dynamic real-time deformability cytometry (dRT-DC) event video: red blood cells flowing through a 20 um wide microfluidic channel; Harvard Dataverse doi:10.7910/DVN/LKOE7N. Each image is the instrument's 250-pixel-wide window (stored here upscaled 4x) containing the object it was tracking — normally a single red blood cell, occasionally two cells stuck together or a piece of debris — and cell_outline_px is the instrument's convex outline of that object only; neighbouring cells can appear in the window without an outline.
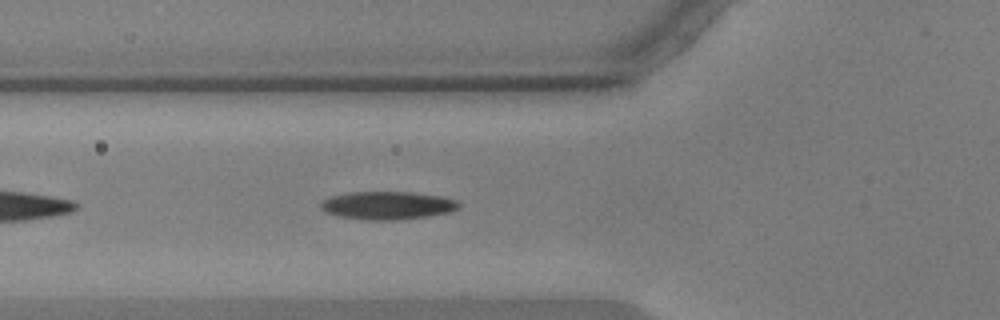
{"species": "common noctule bat (a hibernating species)", "species_latin": "Nyctalus noctula", "temperature_condition": "warm", "stored_images_in_passage": 36, "camera_frame_rate_fps": 3000, "um_per_image_px": 0.085, "animal": {"sex": "male", "body_mass_g": 17.9, "forearm_length_mm": 54.2}, "frame": {"image": 1, "passage_image": 6, "time_ms": 1.667, "image_size_px": [1000, 320], "cell_outline_px": [[460, 208], [448, 212], [428, 216], [396, 220], [364, 220], [340, 216], [324, 212], [320, 208], [320, 204], [324, 200], [332, 196], [348, 192], [412, 192], [440, 196], [456, 200], [460, 204]], "centroid_in_image_um": [32.93, 17.46], "position_along_channel_um": 92.9, "area_um2": 22.54}}
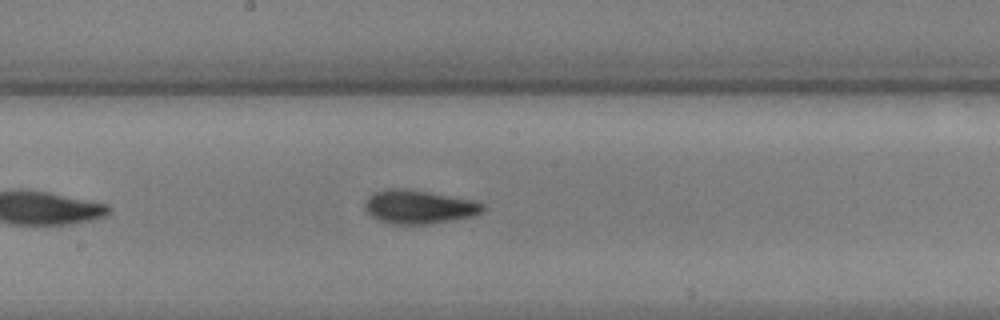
{"frame": {"image": 2, "passage_image": 16, "time_ms": 5.0, "image_size_px": [1000, 320], "cell_outline_px": [[484, 208], [480, 212], [472, 216], [452, 220], [428, 224], [392, 224], [376, 220], [364, 208], [364, 204], [368, 196], [372, 192], [388, 188], [408, 188], [472, 200], [484, 204]], "centroid_in_image_um": [35.54, 17.57], "position_along_channel_um": 212.7, "area_um2": 23.18}}
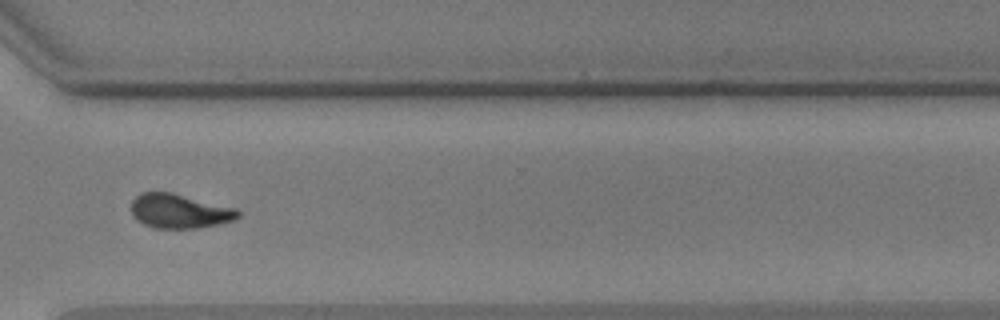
{"frame": {"image": 3, "passage_image": 28, "time_ms": 9.0, "image_size_px": [1000, 320], "cell_outline_px": [[240, 216], [232, 220], [216, 224], [196, 228], [156, 228], [144, 224], [136, 220], [132, 216], [132, 200], [140, 192], [172, 192], [236, 208], [240, 212]], "centroid_in_image_um": [15.23, 17.93], "position_along_channel_um": 355.4, "area_um2": 21.27}, "authors_computed_cell_mechanics": {"area_um2": 21.6461, "velocity_mm_per_s": 3.5767, "shape_relaxation_time_tau1_ms": 4.0622, "shape_relaxation_time_tau2_ms": 2.7939, "deformation_change_tau1": 0.1503, "deformation_change_tau2": 0.079}}